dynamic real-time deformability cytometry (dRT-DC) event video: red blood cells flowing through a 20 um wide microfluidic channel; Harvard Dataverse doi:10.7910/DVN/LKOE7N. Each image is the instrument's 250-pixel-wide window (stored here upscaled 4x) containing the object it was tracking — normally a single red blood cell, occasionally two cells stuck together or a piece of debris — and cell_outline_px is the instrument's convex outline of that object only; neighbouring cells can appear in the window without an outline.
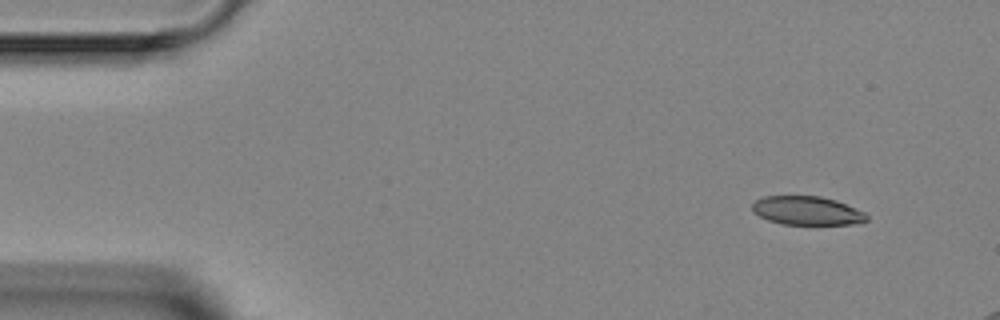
{"species": "Egyptian fruit bat (a non-hibernating species)", "species_latin": "Rousettus aegyptiacus", "temperature_condition": "room temperature", "stored_images_in_passage": 4, "camera_frame_rate_fps": 3000, "um_per_image_px": 0.085, "animal": {"sex": "female"}, "frame": {"image": 1, "passage_image": 1, "time_ms": 0.0, "image_size_px": [1000, 320], "cell_outline_px": [[868, 220], [852, 224], [784, 224], [768, 220], [752, 212], [752, 204], [756, 200], [764, 196], [820, 196], [836, 200], [864, 212], [868, 216]], "centroid_in_image_um": [68.58, 17.9], "position_along_channel_um": 16.4, "area_um2": 19.02}}